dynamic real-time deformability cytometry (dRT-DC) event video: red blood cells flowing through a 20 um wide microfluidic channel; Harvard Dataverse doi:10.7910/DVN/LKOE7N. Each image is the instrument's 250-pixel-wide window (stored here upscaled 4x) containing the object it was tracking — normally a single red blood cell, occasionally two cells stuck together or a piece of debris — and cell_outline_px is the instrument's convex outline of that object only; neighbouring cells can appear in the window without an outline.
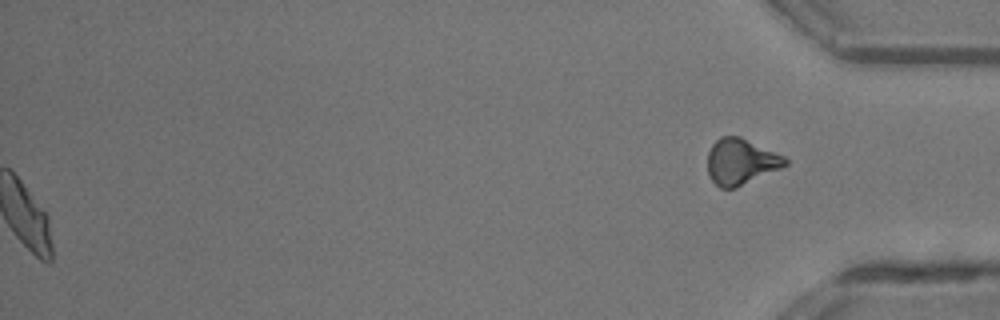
{"species": "common noctule bat (a hibernating species)", "species_latin": "Nyctalus noctula", "temperature_condition": "room temperature", "stored_images_in_passage": 47, "segment_of_instrument_passage": [2, 2], "camera_frame_rate_fps": 3000, "um_per_image_px": 0.085, "animal": {"sex": "male", "body_mass_g": 13.3}, "frame": {"image": 1, "passage_image": 47, "time_ms": 15.333, "image_size_px": [1000, 320], "cell_outline_px": [[788, 164], [780, 168], [736, 188], [720, 188], [712, 180], [708, 172], [708, 152], [712, 144], [720, 136], [740, 136], [784, 156], [788, 160]], "centroid_in_image_um": [62.96, 13.73], "position_along_channel_um": 372.2, "area_um2": 20.63}}